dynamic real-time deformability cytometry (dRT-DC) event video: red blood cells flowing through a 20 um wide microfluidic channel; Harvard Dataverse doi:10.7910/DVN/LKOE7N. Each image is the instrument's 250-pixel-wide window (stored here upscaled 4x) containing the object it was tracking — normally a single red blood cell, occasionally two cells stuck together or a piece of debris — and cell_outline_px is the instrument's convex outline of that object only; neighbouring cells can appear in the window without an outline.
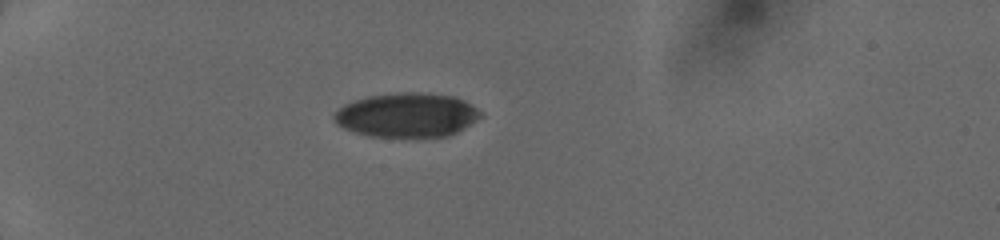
{"species": "human", "species_latin": "Homo sapiens", "temperature_condition": "cold", "stored_images_in_passage": 6, "camera_frame_rate_fps": 3000, "um_per_image_px": 0.085, "donor": {"sex": "female"}, "frame": {"image": 1, "passage_image": 1, "time_ms": 0.0, "image_size_px": [1000, 240], "cell_outline_px": [[484, 116], [464, 128], [448, 136], [416, 140], [368, 136], [344, 128], [336, 124], [332, 116], [344, 104], [368, 96], [404, 92], [416, 92], [452, 96], [464, 100], [476, 108]], "centroid_in_image_um": [34.6, 9.83], "position_along_channel_um": 50.4, "area_um2": 38.55}}
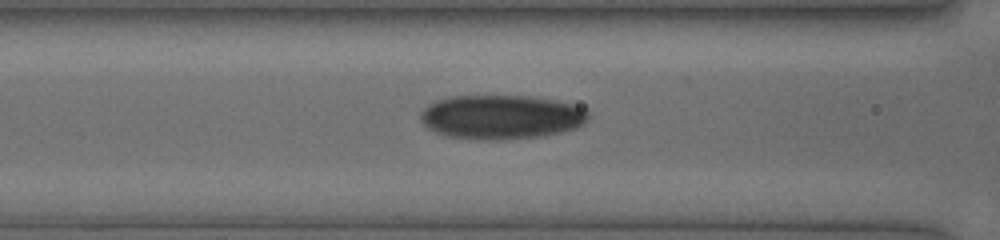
{"frame": {"image": 2, "passage_image": 6, "time_ms": 2.667, "image_size_px": [1000, 240], "cell_outline_px": [[588, 116], [576, 128], [560, 132], [536, 136], [496, 140], [492, 140], [448, 136], [436, 132], [428, 128], [420, 120], [420, 112], [428, 104], [436, 100], [452, 96], [524, 96], [552, 100], [572, 104], [588, 112]], "centroid_in_image_um": [42.52, 9.93], "position_along_channel_um": 124.1, "area_um2": 42.48}}